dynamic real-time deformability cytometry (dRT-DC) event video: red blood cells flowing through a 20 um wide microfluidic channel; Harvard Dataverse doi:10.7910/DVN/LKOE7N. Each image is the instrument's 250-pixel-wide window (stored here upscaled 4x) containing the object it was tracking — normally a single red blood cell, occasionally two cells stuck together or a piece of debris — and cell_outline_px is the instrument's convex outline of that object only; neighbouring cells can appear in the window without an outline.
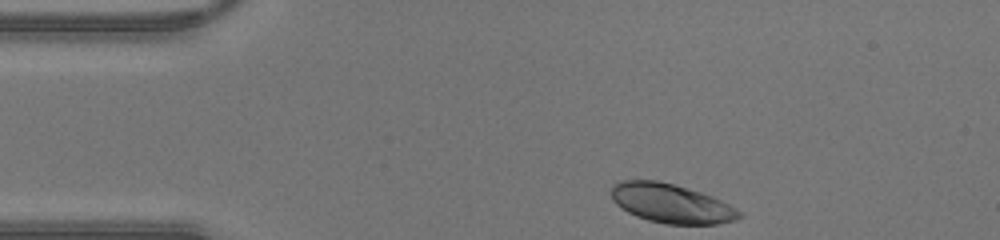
{"species": "human", "species_latin": "Homo sapiens", "temperature_condition": "warm", "stored_images_in_passage": 30, "camera_frame_rate_fps": 3000, "um_per_image_px": 0.085, "donor": {"sex": "male"}, "frame": {"image": 1, "passage_image": 1, "time_ms": 0.0, "image_size_px": [1000, 240], "cell_outline_px": [[744, 216], [736, 220], [716, 224], [664, 224], [648, 220], [636, 216], [620, 208], [612, 200], [612, 184], [620, 180], [656, 180], [672, 184], [700, 192], [712, 196], [744, 212]], "centroid_in_image_um": [57.06, 17.3], "position_along_channel_um": 27.9, "area_um2": 29.3}}
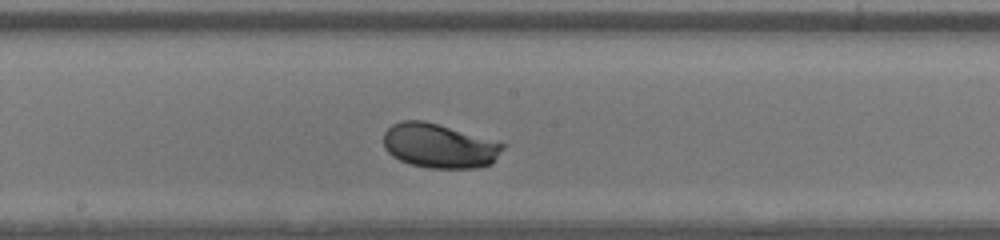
{"frame": {"image": 2, "passage_image": 17, "time_ms": 5.333, "image_size_px": [1000, 240], "cell_outline_px": [[508, 144], [492, 164], [476, 168], [428, 168], [408, 164], [392, 156], [384, 148], [384, 132], [392, 124], [404, 120], [424, 120]], "centroid_in_image_um": [37.35, 12.4], "position_along_channel_um": 210.9, "area_um2": 31.1}}
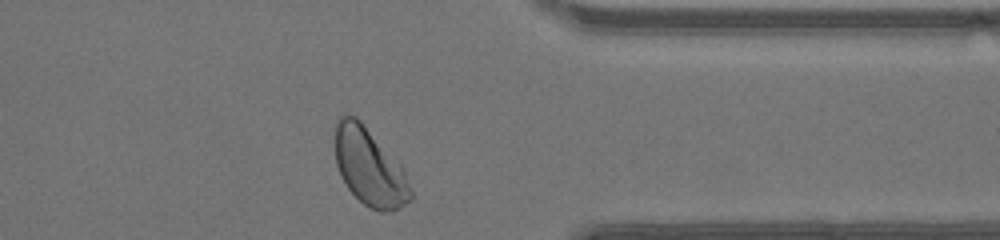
{"frame": {"image": 3, "passage_image": 29, "time_ms": 9.333, "image_size_px": [1000, 240], "cell_outline_px": [[412, 200], [392, 212], [380, 212], [364, 204], [348, 188], [340, 176], [336, 164], [336, 124], [340, 116], [344, 112], [348, 112], [356, 116], [360, 120], [404, 168], [412, 192]], "centroid_in_image_um": [31.42, 14.19], "position_along_channel_um": 380.0, "area_um2": 34.1}}